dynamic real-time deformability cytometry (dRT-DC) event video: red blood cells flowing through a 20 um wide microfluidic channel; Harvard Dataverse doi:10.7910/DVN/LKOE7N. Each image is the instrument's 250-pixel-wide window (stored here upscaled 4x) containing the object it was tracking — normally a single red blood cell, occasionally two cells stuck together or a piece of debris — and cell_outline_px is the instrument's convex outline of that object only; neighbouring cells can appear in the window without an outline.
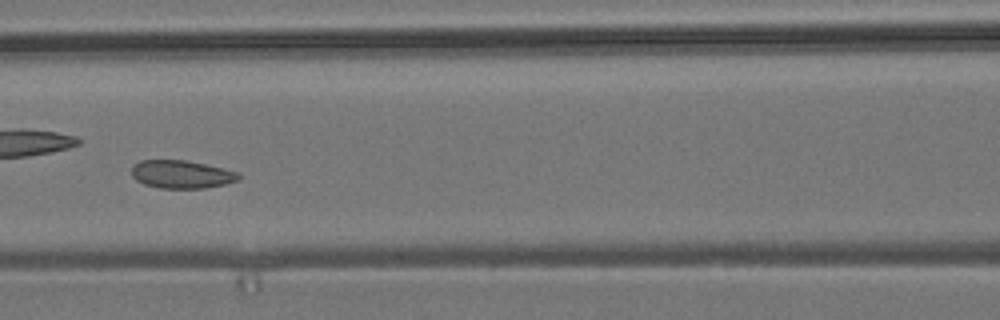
{"species": "common noctule bat (a hibernating species)", "species_latin": "Nyctalus noctula", "temperature_condition": "room temperature", "stored_images_in_passage": 7, "camera_frame_rate_fps": 3000, "um_per_image_px": 0.085, "animal": {"sex": "male", "body_mass_g": 19.2, "forearm_length_mm": 51.8}, "frame": {"image": 1, "passage_image": 7, "time_ms": 2.0, "image_size_px": [1000, 320], "cell_outline_px": [[240, 176], [236, 180], [224, 184], [204, 188], [160, 188], [144, 184], [136, 180], [132, 176], [132, 164], [140, 160], [184, 160], [204, 164], [236, 172]], "centroid_in_image_um": [15.35, 14.81], "position_along_channel_um": 151.3, "area_um2": 17.22}}